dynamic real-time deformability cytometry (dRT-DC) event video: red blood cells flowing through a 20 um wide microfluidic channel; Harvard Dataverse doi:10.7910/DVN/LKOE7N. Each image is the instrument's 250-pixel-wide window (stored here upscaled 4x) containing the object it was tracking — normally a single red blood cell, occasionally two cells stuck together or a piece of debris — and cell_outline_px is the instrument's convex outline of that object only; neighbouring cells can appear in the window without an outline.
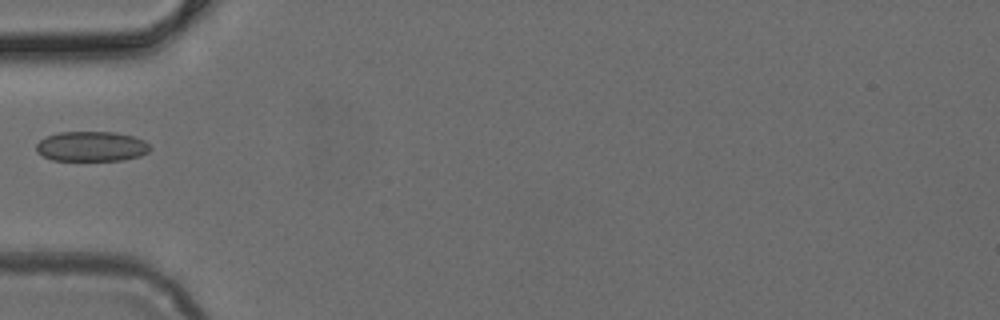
{"species": "common noctule bat (a hibernating species)", "species_latin": "Nyctalus noctula", "temperature_condition": "cold", "stored_images_in_passage": 2, "camera_frame_rate_fps": 3000, "um_per_image_px": 0.085, "animal": {"sex": "female", "body_mass_g": 24.6, "forearm_length_mm": 56.2}, "frame": {"image": 1, "passage_image": 2, "time_ms": 0.333, "image_size_px": [1000, 320], "cell_outline_px": [[152, 148], [148, 152], [140, 156], [124, 160], [52, 160], [36, 152], [36, 144], [44, 136], [60, 132], [116, 132], [132, 136], [144, 140]], "centroid_in_image_um": [7.77, 12.44], "position_along_channel_um": 77.2, "area_um2": 20.0}}